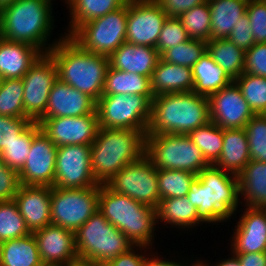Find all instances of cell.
<instances>
[{"label": "cell", "mask_w": 266, "mask_h": 266, "mask_svg": "<svg viewBox=\"0 0 266 266\" xmlns=\"http://www.w3.org/2000/svg\"><path fill=\"white\" fill-rule=\"evenodd\" d=\"M54 0H15L0 9V37L48 53L65 34L55 33ZM54 32V33H53ZM51 39V40H50Z\"/></svg>", "instance_id": "6da1fadb"}, {"label": "cell", "mask_w": 266, "mask_h": 266, "mask_svg": "<svg viewBox=\"0 0 266 266\" xmlns=\"http://www.w3.org/2000/svg\"><path fill=\"white\" fill-rule=\"evenodd\" d=\"M187 198L210 226L235 221L241 208L237 175L209 165L193 180Z\"/></svg>", "instance_id": "7a4b0ae2"}, {"label": "cell", "mask_w": 266, "mask_h": 266, "mask_svg": "<svg viewBox=\"0 0 266 266\" xmlns=\"http://www.w3.org/2000/svg\"><path fill=\"white\" fill-rule=\"evenodd\" d=\"M57 65L58 79L83 92L97 102L102 96L107 56L82 49L69 36H64L48 52Z\"/></svg>", "instance_id": "3957f363"}, {"label": "cell", "mask_w": 266, "mask_h": 266, "mask_svg": "<svg viewBox=\"0 0 266 266\" xmlns=\"http://www.w3.org/2000/svg\"><path fill=\"white\" fill-rule=\"evenodd\" d=\"M210 121L206 96L193 91L157 95L152 99L151 119L146 135H188Z\"/></svg>", "instance_id": "277c9868"}, {"label": "cell", "mask_w": 266, "mask_h": 266, "mask_svg": "<svg viewBox=\"0 0 266 266\" xmlns=\"http://www.w3.org/2000/svg\"><path fill=\"white\" fill-rule=\"evenodd\" d=\"M90 148L93 176L99 184H106L123 167L145 155L146 134L132 129L100 127Z\"/></svg>", "instance_id": "5b68a950"}, {"label": "cell", "mask_w": 266, "mask_h": 266, "mask_svg": "<svg viewBox=\"0 0 266 266\" xmlns=\"http://www.w3.org/2000/svg\"><path fill=\"white\" fill-rule=\"evenodd\" d=\"M98 210L134 245L155 248L157 237L155 231H160L157 229L156 209L139 203L129 196L115 193L106 184H101Z\"/></svg>", "instance_id": "8992f818"}, {"label": "cell", "mask_w": 266, "mask_h": 266, "mask_svg": "<svg viewBox=\"0 0 266 266\" xmlns=\"http://www.w3.org/2000/svg\"><path fill=\"white\" fill-rule=\"evenodd\" d=\"M74 237L78 259L101 266L134 246L99 210L74 232Z\"/></svg>", "instance_id": "52a82bcc"}, {"label": "cell", "mask_w": 266, "mask_h": 266, "mask_svg": "<svg viewBox=\"0 0 266 266\" xmlns=\"http://www.w3.org/2000/svg\"><path fill=\"white\" fill-rule=\"evenodd\" d=\"M145 155L157 169L186 170L198 175L210 164L188 135H146Z\"/></svg>", "instance_id": "ba28073f"}, {"label": "cell", "mask_w": 266, "mask_h": 266, "mask_svg": "<svg viewBox=\"0 0 266 266\" xmlns=\"http://www.w3.org/2000/svg\"><path fill=\"white\" fill-rule=\"evenodd\" d=\"M128 3L81 24L69 37L82 49L109 57L126 42Z\"/></svg>", "instance_id": "9c48e42d"}, {"label": "cell", "mask_w": 266, "mask_h": 266, "mask_svg": "<svg viewBox=\"0 0 266 266\" xmlns=\"http://www.w3.org/2000/svg\"><path fill=\"white\" fill-rule=\"evenodd\" d=\"M152 102L143 95H102L96 102L99 127L132 129L147 134Z\"/></svg>", "instance_id": "30bf717a"}, {"label": "cell", "mask_w": 266, "mask_h": 266, "mask_svg": "<svg viewBox=\"0 0 266 266\" xmlns=\"http://www.w3.org/2000/svg\"><path fill=\"white\" fill-rule=\"evenodd\" d=\"M100 185L88 188H56L51 192V222L75 232L97 210Z\"/></svg>", "instance_id": "8fae6325"}, {"label": "cell", "mask_w": 266, "mask_h": 266, "mask_svg": "<svg viewBox=\"0 0 266 266\" xmlns=\"http://www.w3.org/2000/svg\"><path fill=\"white\" fill-rule=\"evenodd\" d=\"M106 185L115 193L129 196L154 209L159 205L157 168L146 155L123 167Z\"/></svg>", "instance_id": "7c38bea8"}, {"label": "cell", "mask_w": 266, "mask_h": 266, "mask_svg": "<svg viewBox=\"0 0 266 266\" xmlns=\"http://www.w3.org/2000/svg\"><path fill=\"white\" fill-rule=\"evenodd\" d=\"M57 78V65L52 56L41 54L22 78L25 118L37 122L44 115L50 90Z\"/></svg>", "instance_id": "4fadbf2b"}, {"label": "cell", "mask_w": 266, "mask_h": 266, "mask_svg": "<svg viewBox=\"0 0 266 266\" xmlns=\"http://www.w3.org/2000/svg\"><path fill=\"white\" fill-rule=\"evenodd\" d=\"M101 185L92 173L90 145L57 147L54 185L56 188H88Z\"/></svg>", "instance_id": "5bb4252c"}, {"label": "cell", "mask_w": 266, "mask_h": 266, "mask_svg": "<svg viewBox=\"0 0 266 266\" xmlns=\"http://www.w3.org/2000/svg\"><path fill=\"white\" fill-rule=\"evenodd\" d=\"M166 13L155 0L128 2L126 42L157 47Z\"/></svg>", "instance_id": "9a60e30c"}, {"label": "cell", "mask_w": 266, "mask_h": 266, "mask_svg": "<svg viewBox=\"0 0 266 266\" xmlns=\"http://www.w3.org/2000/svg\"><path fill=\"white\" fill-rule=\"evenodd\" d=\"M37 123L57 147L91 145L100 128L96 110L84 116L39 119Z\"/></svg>", "instance_id": "2e32d148"}, {"label": "cell", "mask_w": 266, "mask_h": 266, "mask_svg": "<svg viewBox=\"0 0 266 266\" xmlns=\"http://www.w3.org/2000/svg\"><path fill=\"white\" fill-rule=\"evenodd\" d=\"M57 146L40 130L33 138L30 153L18 172L21 185H54Z\"/></svg>", "instance_id": "e0dca14e"}, {"label": "cell", "mask_w": 266, "mask_h": 266, "mask_svg": "<svg viewBox=\"0 0 266 266\" xmlns=\"http://www.w3.org/2000/svg\"><path fill=\"white\" fill-rule=\"evenodd\" d=\"M210 120L222 129H241L255 115L233 81L208 97Z\"/></svg>", "instance_id": "ac0fdd59"}, {"label": "cell", "mask_w": 266, "mask_h": 266, "mask_svg": "<svg viewBox=\"0 0 266 266\" xmlns=\"http://www.w3.org/2000/svg\"><path fill=\"white\" fill-rule=\"evenodd\" d=\"M236 225L232 230L230 245L231 253H255L266 251V214L262 208L241 206ZM243 211V212H242Z\"/></svg>", "instance_id": "d6986e66"}, {"label": "cell", "mask_w": 266, "mask_h": 266, "mask_svg": "<svg viewBox=\"0 0 266 266\" xmlns=\"http://www.w3.org/2000/svg\"><path fill=\"white\" fill-rule=\"evenodd\" d=\"M44 266H64L78 259L74 232L50 224L33 232Z\"/></svg>", "instance_id": "ffe728a7"}, {"label": "cell", "mask_w": 266, "mask_h": 266, "mask_svg": "<svg viewBox=\"0 0 266 266\" xmlns=\"http://www.w3.org/2000/svg\"><path fill=\"white\" fill-rule=\"evenodd\" d=\"M95 110L96 102L91 97L57 78L50 90L46 111L40 119L84 116Z\"/></svg>", "instance_id": "44dd1931"}, {"label": "cell", "mask_w": 266, "mask_h": 266, "mask_svg": "<svg viewBox=\"0 0 266 266\" xmlns=\"http://www.w3.org/2000/svg\"><path fill=\"white\" fill-rule=\"evenodd\" d=\"M51 192L50 186L20 185L13 198L31 233L52 224Z\"/></svg>", "instance_id": "7402d4cb"}, {"label": "cell", "mask_w": 266, "mask_h": 266, "mask_svg": "<svg viewBox=\"0 0 266 266\" xmlns=\"http://www.w3.org/2000/svg\"><path fill=\"white\" fill-rule=\"evenodd\" d=\"M108 59L111 68L150 78L160 54L155 47L124 42Z\"/></svg>", "instance_id": "603a6c76"}, {"label": "cell", "mask_w": 266, "mask_h": 266, "mask_svg": "<svg viewBox=\"0 0 266 266\" xmlns=\"http://www.w3.org/2000/svg\"><path fill=\"white\" fill-rule=\"evenodd\" d=\"M157 225H165V227L179 230L181 233H189L197 227L207 225V223L199 216L197 208L193 206L187 196L180 198H165L160 200L156 209ZM167 225V226H166ZM169 226V227H168ZM189 231V232H188Z\"/></svg>", "instance_id": "cb8c5ba5"}, {"label": "cell", "mask_w": 266, "mask_h": 266, "mask_svg": "<svg viewBox=\"0 0 266 266\" xmlns=\"http://www.w3.org/2000/svg\"><path fill=\"white\" fill-rule=\"evenodd\" d=\"M41 54L29 44L0 37V79H22Z\"/></svg>", "instance_id": "d4e9b609"}, {"label": "cell", "mask_w": 266, "mask_h": 266, "mask_svg": "<svg viewBox=\"0 0 266 266\" xmlns=\"http://www.w3.org/2000/svg\"><path fill=\"white\" fill-rule=\"evenodd\" d=\"M150 87L154 96L191 92L194 88L192 68L165 62L160 58L150 77Z\"/></svg>", "instance_id": "484cf974"}, {"label": "cell", "mask_w": 266, "mask_h": 266, "mask_svg": "<svg viewBox=\"0 0 266 266\" xmlns=\"http://www.w3.org/2000/svg\"><path fill=\"white\" fill-rule=\"evenodd\" d=\"M241 206H266V163L250 161L238 174Z\"/></svg>", "instance_id": "4316f807"}, {"label": "cell", "mask_w": 266, "mask_h": 266, "mask_svg": "<svg viewBox=\"0 0 266 266\" xmlns=\"http://www.w3.org/2000/svg\"><path fill=\"white\" fill-rule=\"evenodd\" d=\"M250 161L249 144L244 128L224 129L222 151L213 165L237 175Z\"/></svg>", "instance_id": "83f0119b"}, {"label": "cell", "mask_w": 266, "mask_h": 266, "mask_svg": "<svg viewBox=\"0 0 266 266\" xmlns=\"http://www.w3.org/2000/svg\"><path fill=\"white\" fill-rule=\"evenodd\" d=\"M249 0H208L211 11L210 40L228 38L234 25L246 14Z\"/></svg>", "instance_id": "f1b7e54d"}, {"label": "cell", "mask_w": 266, "mask_h": 266, "mask_svg": "<svg viewBox=\"0 0 266 266\" xmlns=\"http://www.w3.org/2000/svg\"><path fill=\"white\" fill-rule=\"evenodd\" d=\"M61 2L69 10L70 21L67 19L65 36H70L81 24L102 17L123 5L120 0H61Z\"/></svg>", "instance_id": "f546056e"}, {"label": "cell", "mask_w": 266, "mask_h": 266, "mask_svg": "<svg viewBox=\"0 0 266 266\" xmlns=\"http://www.w3.org/2000/svg\"><path fill=\"white\" fill-rule=\"evenodd\" d=\"M193 92L209 97L233 82L228 74L206 53L192 66Z\"/></svg>", "instance_id": "4dcf8cb0"}, {"label": "cell", "mask_w": 266, "mask_h": 266, "mask_svg": "<svg viewBox=\"0 0 266 266\" xmlns=\"http://www.w3.org/2000/svg\"><path fill=\"white\" fill-rule=\"evenodd\" d=\"M0 266H44L33 233L1 242Z\"/></svg>", "instance_id": "1f68e13d"}, {"label": "cell", "mask_w": 266, "mask_h": 266, "mask_svg": "<svg viewBox=\"0 0 266 266\" xmlns=\"http://www.w3.org/2000/svg\"><path fill=\"white\" fill-rule=\"evenodd\" d=\"M134 94L146 96L151 102L154 95L151 92L150 78L116 70L110 66L107 69L102 95Z\"/></svg>", "instance_id": "d6a6232c"}, {"label": "cell", "mask_w": 266, "mask_h": 266, "mask_svg": "<svg viewBox=\"0 0 266 266\" xmlns=\"http://www.w3.org/2000/svg\"><path fill=\"white\" fill-rule=\"evenodd\" d=\"M207 53L233 81L243 73L245 51L227 38L207 41Z\"/></svg>", "instance_id": "836d02e7"}, {"label": "cell", "mask_w": 266, "mask_h": 266, "mask_svg": "<svg viewBox=\"0 0 266 266\" xmlns=\"http://www.w3.org/2000/svg\"><path fill=\"white\" fill-rule=\"evenodd\" d=\"M188 136L210 165L219 159L223 147L224 129L210 121L208 124L192 130Z\"/></svg>", "instance_id": "e575fe53"}, {"label": "cell", "mask_w": 266, "mask_h": 266, "mask_svg": "<svg viewBox=\"0 0 266 266\" xmlns=\"http://www.w3.org/2000/svg\"><path fill=\"white\" fill-rule=\"evenodd\" d=\"M40 130V125L37 122H32L18 138L0 152V157L8 167L17 172L22 169L30 153L32 140Z\"/></svg>", "instance_id": "d590c367"}, {"label": "cell", "mask_w": 266, "mask_h": 266, "mask_svg": "<svg viewBox=\"0 0 266 266\" xmlns=\"http://www.w3.org/2000/svg\"><path fill=\"white\" fill-rule=\"evenodd\" d=\"M160 200L187 196L190 185L197 177L186 170L157 169Z\"/></svg>", "instance_id": "8d00e7d4"}, {"label": "cell", "mask_w": 266, "mask_h": 266, "mask_svg": "<svg viewBox=\"0 0 266 266\" xmlns=\"http://www.w3.org/2000/svg\"><path fill=\"white\" fill-rule=\"evenodd\" d=\"M22 79H0V115L25 118Z\"/></svg>", "instance_id": "74e56055"}, {"label": "cell", "mask_w": 266, "mask_h": 266, "mask_svg": "<svg viewBox=\"0 0 266 266\" xmlns=\"http://www.w3.org/2000/svg\"><path fill=\"white\" fill-rule=\"evenodd\" d=\"M191 39L210 41L211 11L208 0L178 17Z\"/></svg>", "instance_id": "f35d334b"}, {"label": "cell", "mask_w": 266, "mask_h": 266, "mask_svg": "<svg viewBox=\"0 0 266 266\" xmlns=\"http://www.w3.org/2000/svg\"><path fill=\"white\" fill-rule=\"evenodd\" d=\"M255 115L266 110V78L242 73L234 80Z\"/></svg>", "instance_id": "ab89813d"}, {"label": "cell", "mask_w": 266, "mask_h": 266, "mask_svg": "<svg viewBox=\"0 0 266 266\" xmlns=\"http://www.w3.org/2000/svg\"><path fill=\"white\" fill-rule=\"evenodd\" d=\"M29 231L14 200L0 202V243L24 237Z\"/></svg>", "instance_id": "60d3db41"}, {"label": "cell", "mask_w": 266, "mask_h": 266, "mask_svg": "<svg viewBox=\"0 0 266 266\" xmlns=\"http://www.w3.org/2000/svg\"><path fill=\"white\" fill-rule=\"evenodd\" d=\"M207 51V42L201 39H190L167 49L160 58L169 63L192 68Z\"/></svg>", "instance_id": "b9f144b4"}, {"label": "cell", "mask_w": 266, "mask_h": 266, "mask_svg": "<svg viewBox=\"0 0 266 266\" xmlns=\"http://www.w3.org/2000/svg\"><path fill=\"white\" fill-rule=\"evenodd\" d=\"M250 159L266 163V118L262 115H254L245 125Z\"/></svg>", "instance_id": "7bdbcfd3"}, {"label": "cell", "mask_w": 266, "mask_h": 266, "mask_svg": "<svg viewBox=\"0 0 266 266\" xmlns=\"http://www.w3.org/2000/svg\"><path fill=\"white\" fill-rule=\"evenodd\" d=\"M190 39L179 18L167 17L159 34L156 49L161 56L167 49Z\"/></svg>", "instance_id": "ee69618b"}, {"label": "cell", "mask_w": 266, "mask_h": 266, "mask_svg": "<svg viewBox=\"0 0 266 266\" xmlns=\"http://www.w3.org/2000/svg\"><path fill=\"white\" fill-rule=\"evenodd\" d=\"M246 14L255 43H266V3L263 0H249Z\"/></svg>", "instance_id": "f6af8a7d"}, {"label": "cell", "mask_w": 266, "mask_h": 266, "mask_svg": "<svg viewBox=\"0 0 266 266\" xmlns=\"http://www.w3.org/2000/svg\"><path fill=\"white\" fill-rule=\"evenodd\" d=\"M28 118L0 115V152L32 123Z\"/></svg>", "instance_id": "bcb514c9"}, {"label": "cell", "mask_w": 266, "mask_h": 266, "mask_svg": "<svg viewBox=\"0 0 266 266\" xmlns=\"http://www.w3.org/2000/svg\"><path fill=\"white\" fill-rule=\"evenodd\" d=\"M243 73L266 78V43H255L245 51Z\"/></svg>", "instance_id": "7dc6e473"}, {"label": "cell", "mask_w": 266, "mask_h": 266, "mask_svg": "<svg viewBox=\"0 0 266 266\" xmlns=\"http://www.w3.org/2000/svg\"><path fill=\"white\" fill-rule=\"evenodd\" d=\"M20 185L19 173L8 167L0 157V202L13 200Z\"/></svg>", "instance_id": "c3c4849f"}, {"label": "cell", "mask_w": 266, "mask_h": 266, "mask_svg": "<svg viewBox=\"0 0 266 266\" xmlns=\"http://www.w3.org/2000/svg\"><path fill=\"white\" fill-rule=\"evenodd\" d=\"M227 39L244 51L248 50L255 44L250 28V20L247 14L241 17V20L237 25H234Z\"/></svg>", "instance_id": "681fc988"}, {"label": "cell", "mask_w": 266, "mask_h": 266, "mask_svg": "<svg viewBox=\"0 0 266 266\" xmlns=\"http://www.w3.org/2000/svg\"><path fill=\"white\" fill-rule=\"evenodd\" d=\"M143 245H134L126 253H122L102 266H144L148 250Z\"/></svg>", "instance_id": "f907efd6"}, {"label": "cell", "mask_w": 266, "mask_h": 266, "mask_svg": "<svg viewBox=\"0 0 266 266\" xmlns=\"http://www.w3.org/2000/svg\"><path fill=\"white\" fill-rule=\"evenodd\" d=\"M162 10L166 13L167 17L178 18L187 10L200 5L207 0H155Z\"/></svg>", "instance_id": "816d5d0a"}, {"label": "cell", "mask_w": 266, "mask_h": 266, "mask_svg": "<svg viewBox=\"0 0 266 266\" xmlns=\"http://www.w3.org/2000/svg\"><path fill=\"white\" fill-rule=\"evenodd\" d=\"M153 250V251H152ZM170 258L166 257L165 255H160L158 254V250L156 252L155 248H150L148 250V255L146 256L144 266H186L188 262L191 260L190 257L187 255L188 259L186 256L181 257L177 259H173L172 254L170 255ZM181 258V260H180ZM185 258V259H184Z\"/></svg>", "instance_id": "f5cc1de1"}, {"label": "cell", "mask_w": 266, "mask_h": 266, "mask_svg": "<svg viewBox=\"0 0 266 266\" xmlns=\"http://www.w3.org/2000/svg\"><path fill=\"white\" fill-rule=\"evenodd\" d=\"M235 255L241 266H266V251L255 253H232Z\"/></svg>", "instance_id": "db71d44e"}, {"label": "cell", "mask_w": 266, "mask_h": 266, "mask_svg": "<svg viewBox=\"0 0 266 266\" xmlns=\"http://www.w3.org/2000/svg\"><path fill=\"white\" fill-rule=\"evenodd\" d=\"M230 257H226V258H221V260L215 262L214 263L212 262V264L210 262H207V261H210V260H204L209 266H241L238 258L233 255L231 252L229 253Z\"/></svg>", "instance_id": "11a10c76"}, {"label": "cell", "mask_w": 266, "mask_h": 266, "mask_svg": "<svg viewBox=\"0 0 266 266\" xmlns=\"http://www.w3.org/2000/svg\"><path fill=\"white\" fill-rule=\"evenodd\" d=\"M64 266H101L92 261L77 259L72 262H69L67 265Z\"/></svg>", "instance_id": "9f6ffc18"}, {"label": "cell", "mask_w": 266, "mask_h": 266, "mask_svg": "<svg viewBox=\"0 0 266 266\" xmlns=\"http://www.w3.org/2000/svg\"><path fill=\"white\" fill-rule=\"evenodd\" d=\"M194 255L192 256L191 260L188 262V264L186 266H209L204 259H202L203 257H201V259H198L196 257H194ZM196 258V259H195ZM193 260V261H192Z\"/></svg>", "instance_id": "6f0895ef"}, {"label": "cell", "mask_w": 266, "mask_h": 266, "mask_svg": "<svg viewBox=\"0 0 266 266\" xmlns=\"http://www.w3.org/2000/svg\"><path fill=\"white\" fill-rule=\"evenodd\" d=\"M15 0H0V9L4 6H7L8 4H11Z\"/></svg>", "instance_id": "680465c9"}, {"label": "cell", "mask_w": 266, "mask_h": 266, "mask_svg": "<svg viewBox=\"0 0 266 266\" xmlns=\"http://www.w3.org/2000/svg\"><path fill=\"white\" fill-rule=\"evenodd\" d=\"M120 1L124 4V3H128L131 0H120Z\"/></svg>", "instance_id": "91938a15"}, {"label": "cell", "mask_w": 266, "mask_h": 266, "mask_svg": "<svg viewBox=\"0 0 266 266\" xmlns=\"http://www.w3.org/2000/svg\"><path fill=\"white\" fill-rule=\"evenodd\" d=\"M262 116L266 118V110L262 113Z\"/></svg>", "instance_id": "94428289"}, {"label": "cell", "mask_w": 266, "mask_h": 266, "mask_svg": "<svg viewBox=\"0 0 266 266\" xmlns=\"http://www.w3.org/2000/svg\"><path fill=\"white\" fill-rule=\"evenodd\" d=\"M264 211H265V214H266V206L262 208Z\"/></svg>", "instance_id": "6125c7cd"}]
</instances>
